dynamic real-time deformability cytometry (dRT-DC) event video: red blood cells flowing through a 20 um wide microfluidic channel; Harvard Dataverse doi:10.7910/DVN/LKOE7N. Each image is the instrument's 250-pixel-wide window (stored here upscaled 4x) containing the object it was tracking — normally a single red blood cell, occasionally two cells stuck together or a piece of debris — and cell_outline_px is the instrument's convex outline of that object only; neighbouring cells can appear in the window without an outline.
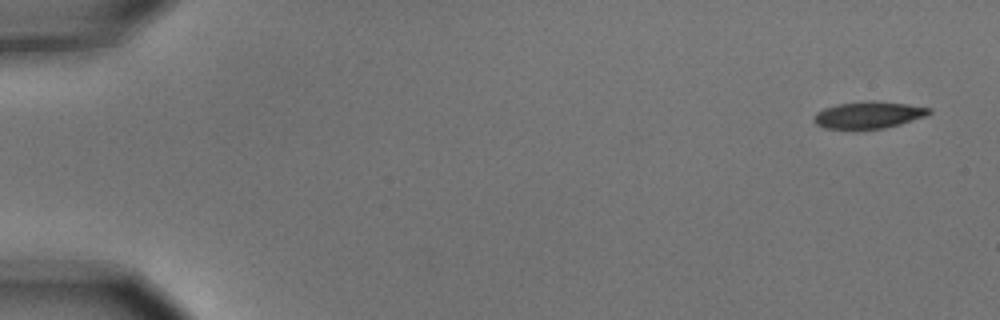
{"species": "common noctule bat (a hibernating species)", "species_latin": "Nyctalus noctula", "temperature_condition": "cold", "stored_images_in_passage": 4, "camera_frame_rate_fps": 3000, "um_per_image_px": 0.085, "animal": {"sex": "male", "body_mass_g": 15.6}, "frame": {"image": 1, "passage_image": 1, "time_ms": 0.0, "image_size_px": [1000, 320], "cell_outline_px": [[932, 112], [928, 116], [900, 124], [884, 128], [824, 128], [816, 124], [812, 120], [816, 112], [824, 108], [840, 104], [872, 100], [908, 104], [932, 108]], "centroid_in_image_um": [73.87, 9.76], "position_along_channel_um": 11.1, "area_um2": 17.98}}